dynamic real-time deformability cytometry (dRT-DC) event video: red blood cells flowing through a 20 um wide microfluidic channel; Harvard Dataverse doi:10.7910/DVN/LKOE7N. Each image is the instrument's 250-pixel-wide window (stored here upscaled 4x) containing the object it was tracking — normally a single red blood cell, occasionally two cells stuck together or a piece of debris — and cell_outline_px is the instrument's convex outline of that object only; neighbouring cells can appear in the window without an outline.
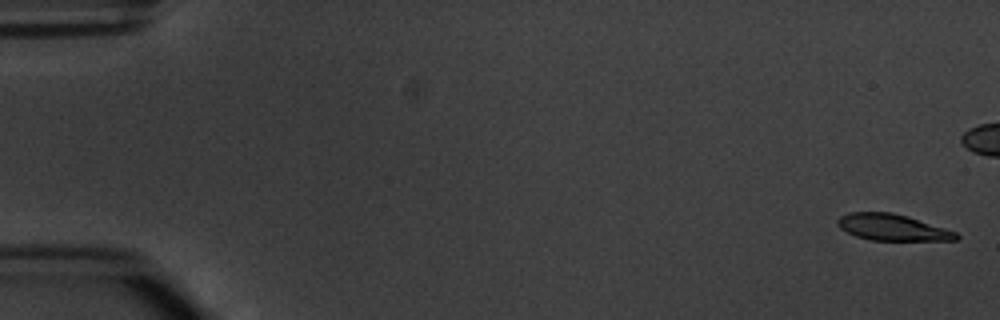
{"species": "common noctule bat (a hibernating species)", "species_latin": "Nyctalus noctula", "temperature_condition": "warm", "stored_images_in_passage": 7, "camera_frame_rate_fps": 3000, "um_per_image_px": 0.085, "animal": {"sex": "male", "body_mass_g": 20.1, "forearm_length_mm": 53.5}, "frame": {"image": 1, "passage_image": 1, "time_ms": 0.0, "image_size_px": [1000, 320], "cell_outline_px": [[960, 236], [956, 240], [872, 240], [856, 236], [840, 228], [836, 224], [836, 220], [840, 216], [848, 212], [892, 212], [908, 216], [956, 232]], "centroid_in_image_um": [75.82, 19.31], "position_along_channel_um": 9.2, "area_um2": 18.15}}